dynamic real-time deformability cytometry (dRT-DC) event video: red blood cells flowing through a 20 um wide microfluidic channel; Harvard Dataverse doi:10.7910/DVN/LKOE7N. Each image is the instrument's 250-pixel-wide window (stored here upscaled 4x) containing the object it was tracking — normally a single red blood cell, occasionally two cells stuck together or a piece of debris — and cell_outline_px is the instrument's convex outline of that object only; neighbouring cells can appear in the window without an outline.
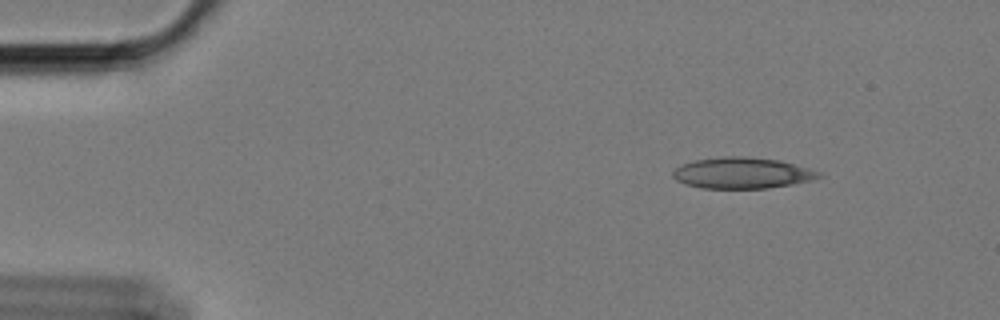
{"species": "Egyptian fruit bat (a non-hibernating species)", "species_latin": "Rousettus aegyptiacus", "temperature_condition": "cold", "stored_images_in_passage": 58, "camera_frame_rate_fps": 3000, "um_per_image_px": 0.085, "animal": {"sex": "female"}, "frame": {"image": 1, "passage_image": 7, "time_ms": 2.0, "image_size_px": [1000, 320], "cell_outline_px": [[824, 176], [812, 180], [792, 184], [768, 188], [704, 188], [684, 184], [676, 180], [672, 176], [672, 172], [680, 164], [692, 160], [720, 156], [748, 156], [780, 160], [824, 172]], "centroid_in_image_um": [63.09, 14.69], "position_along_channel_um": 21.9, "area_um2": 26.88}}
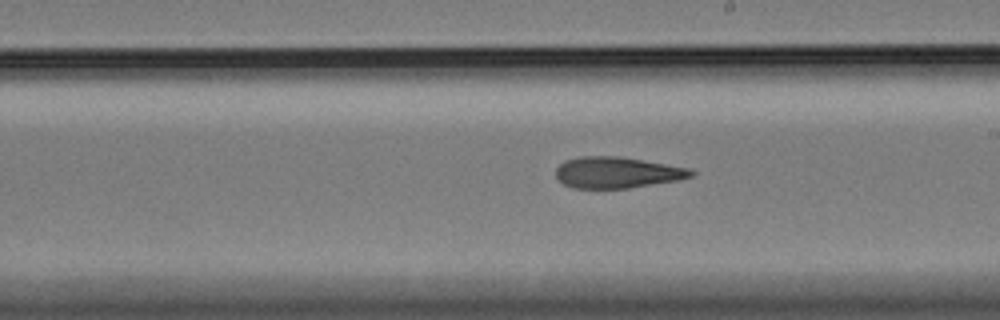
{"frame": {"image": 2, "passage_image": 33, "time_ms": 10.667, "image_size_px": [1000, 320], "cell_outline_px": [[696, 172], [692, 176], [680, 180], [628, 188], [572, 188], [564, 184], [556, 176], [556, 168], [564, 160], [580, 156], [616, 156], [688, 168]], "centroid_in_image_um": [52.42, 14.67], "position_along_channel_um": 236.6, "area_um2": 24.39}}
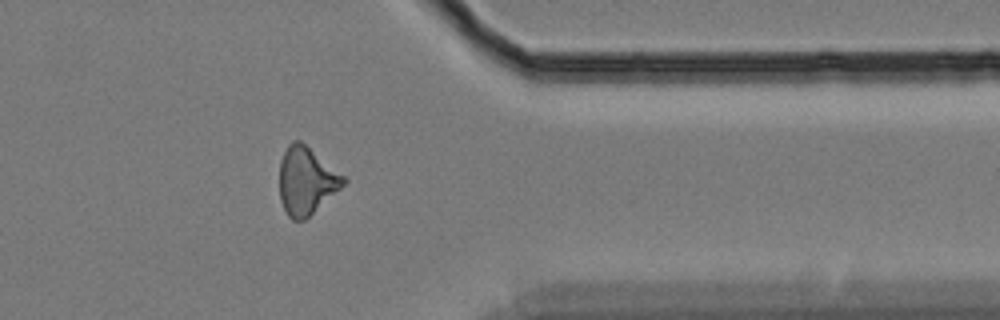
{"frame": {"image": 3, "passage_image": 47, "time_ms": 15.333, "image_size_px": [1000, 320], "cell_outline_px": [[348, 180], [340, 188], [304, 220], [292, 220], [288, 216], [280, 200], [280, 160], [288, 144], [292, 140], [300, 140], [344, 176]], "centroid_in_image_um": [26.01, 15.35], "position_along_channel_um": 385.4, "area_um2": 24.74}, "authors_computed_cell_mechanics": {"area_um2": 25.2875, "velocity_mm_per_s": 3.4227, "shape_relaxation_time_tau1_ms": null, "shape_relaxation_time_tau2_ms": 7.9061, "deformation_change_tau1": null, "deformation_change_tau2": 0.2059}}